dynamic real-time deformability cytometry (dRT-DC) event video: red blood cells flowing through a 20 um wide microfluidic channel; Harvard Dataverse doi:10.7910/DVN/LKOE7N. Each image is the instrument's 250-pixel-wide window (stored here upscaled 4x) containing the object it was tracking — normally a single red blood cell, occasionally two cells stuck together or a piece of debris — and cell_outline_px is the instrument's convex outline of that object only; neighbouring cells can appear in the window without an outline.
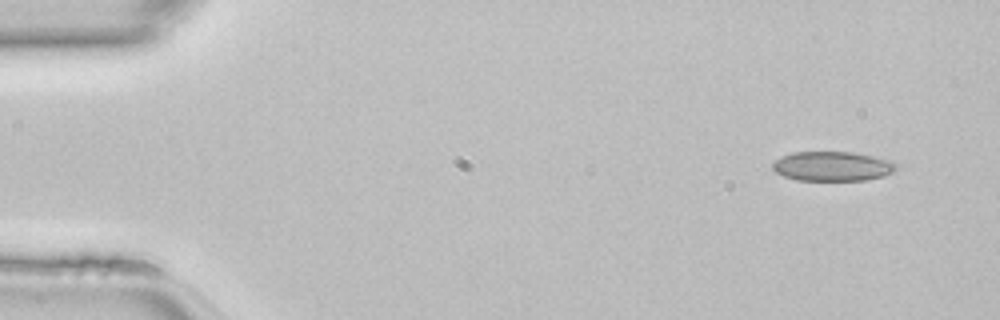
{"species": "common noctule bat (a hibernating species)", "species_latin": "Nyctalus noctula", "temperature_condition": "room temperature", "stored_images_in_passage": 44, "camera_frame_rate_fps": 3000, "um_per_image_px": 0.085, "animal": {"sex": "female", "body_mass_g": 22.7, "forearm_length_mm": 54.2}, "frame": {"image": 1, "passage_image": 1, "time_ms": 0.0, "image_size_px": [1000, 320], "cell_outline_px": [[896, 168], [892, 172], [884, 176], [864, 180], [796, 180], [784, 176], [776, 172], [772, 168], [772, 164], [776, 160], [792, 152], [852, 152], [892, 160], [896, 164]], "centroid_in_image_um": [70.76, 14.13], "position_along_channel_um": 14.2, "area_um2": 21.15}}
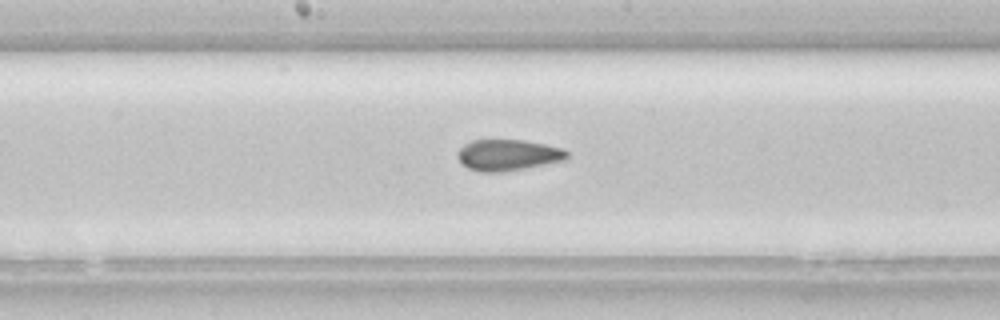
{"frame": {"image": 2, "passage_image": 22, "time_ms": 7.0, "image_size_px": [1000, 320], "cell_outline_px": [[568, 156], [564, 160], [524, 168], [500, 172], [480, 172], [468, 168], [460, 164], [456, 156], [456, 152], [464, 144], [472, 140], [524, 140], [564, 148], [568, 152]], "centroid_in_image_um": [43.12, 13.17], "position_along_channel_um": 205.1, "area_um2": 19.94}}
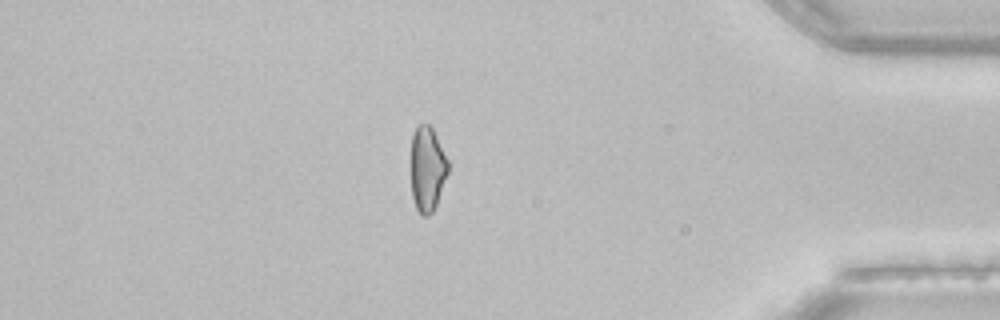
{"frame": {"image": 3, "passage_image": 38, "time_ms": 12.333, "image_size_px": [1000, 320], "cell_outline_px": [[448, 172], [436, 204], [432, 212], [428, 216], [424, 216], [416, 208], [412, 196], [412, 136], [416, 124], [428, 124], [432, 128], [448, 160]], "centroid_in_image_um": [36.32, 14.34], "position_along_channel_um": 398.9, "area_um2": 18.03}}